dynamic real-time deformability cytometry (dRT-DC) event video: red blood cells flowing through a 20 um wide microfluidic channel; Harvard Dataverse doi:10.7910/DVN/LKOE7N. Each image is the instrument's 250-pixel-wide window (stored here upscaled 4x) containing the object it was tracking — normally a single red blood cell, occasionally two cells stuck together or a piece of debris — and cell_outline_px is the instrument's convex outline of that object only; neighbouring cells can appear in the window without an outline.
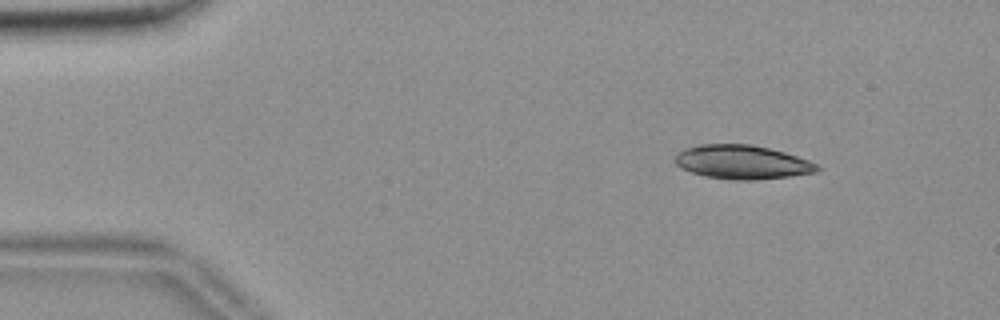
{"species": "common noctule bat (a hibernating species)", "species_latin": "Nyctalus noctula", "temperature_condition": "room temperature", "stored_images_in_passage": 54, "camera_frame_rate_fps": 3000, "um_per_image_px": 0.085, "animal": {"sex": "female", "body_mass_g": 18.4}, "frame": {"image": 1, "passage_image": 6, "time_ms": 1.667, "image_size_px": [1000, 320], "cell_outline_px": [[820, 168], [816, 172], [788, 176], [756, 180], [732, 180], [704, 176], [680, 168], [676, 164], [676, 156], [684, 148], [700, 144], [752, 144], [784, 152], [808, 160], [816, 164]], "centroid_in_image_um": [63.06, 13.78], "position_along_channel_um": 21.9, "area_um2": 27.92}}
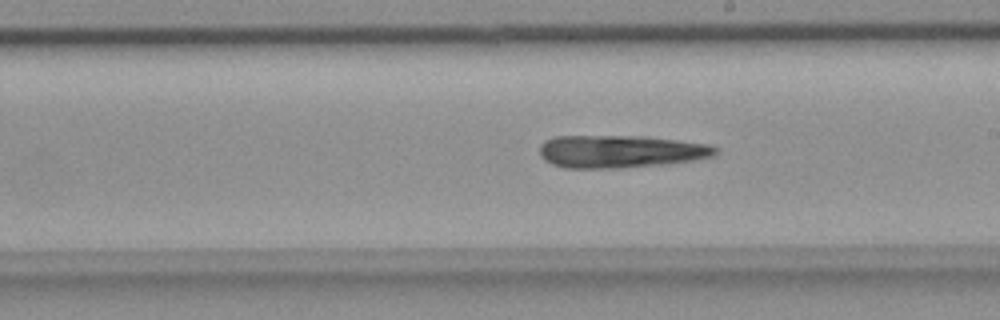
{"frame": {"image": 2, "passage_image": 30, "time_ms": 9.667, "image_size_px": [1000, 320], "cell_outline_px": [[720, 148], [712, 156], [692, 160], [664, 164], [624, 168], [564, 168], [552, 164], [544, 160], [540, 156], [540, 144], [544, 140], [556, 136], [644, 136], [708, 144]], "centroid_in_image_um": [52.69, 12.87], "position_along_channel_um": 236.3, "area_um2": 33.58}}
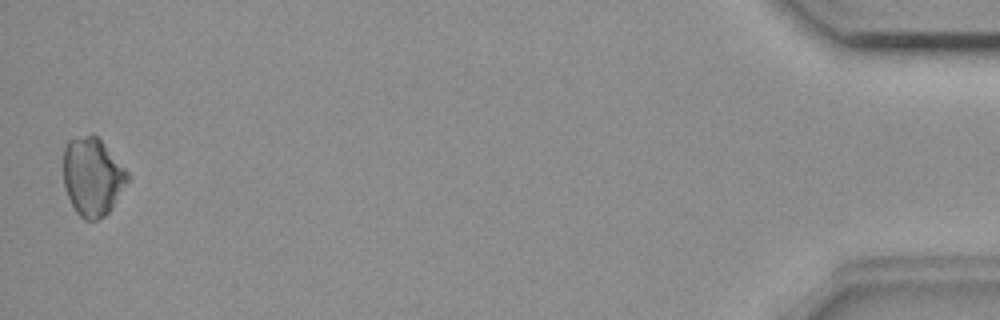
{"frame": {"image": 3, "passage_image": 53, "time_ms": 17.333, "image_size_px": [1000, 320], "cell_outline_px": [[128, 180], [112, 208], [104, 216], [96, 220], [84, 220], [76, 212], [64, 188], [64, 148], [68, 140], [92, 132], [104, 144], [128, 172]], "centroid_in_image_um": [7.84, 15.01], "position_along_channel_um": 427.4, "area_um2": 29.07}}